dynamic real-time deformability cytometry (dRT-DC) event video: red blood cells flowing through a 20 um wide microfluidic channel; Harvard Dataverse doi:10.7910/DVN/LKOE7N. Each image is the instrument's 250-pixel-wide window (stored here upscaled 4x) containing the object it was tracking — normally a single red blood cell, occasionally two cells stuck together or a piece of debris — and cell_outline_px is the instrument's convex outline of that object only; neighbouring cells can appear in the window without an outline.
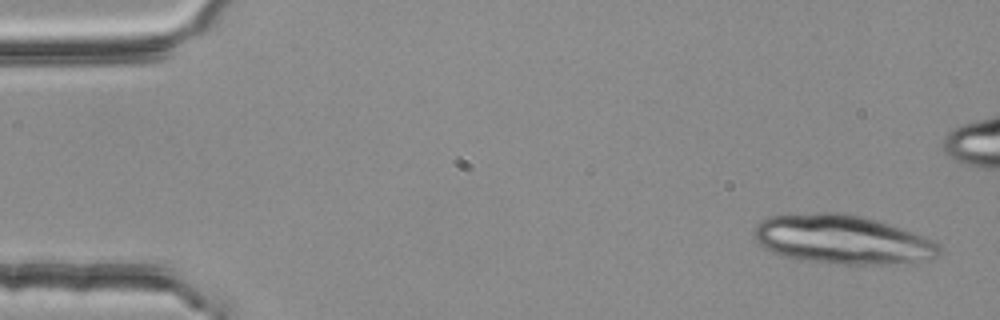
{"species": "common noctule bat (a hibernating species)", "species_latin": "Nyctalus noctula", "temperature_condition": "room temperature", "stored_images_in_passage": 4, "camera_frame_rate_fps": 3000, "um_per_image_px": 0.085, "animal": {"sex": "female", "body_mass_g": 25.1}, "frame": {"image": 1, "passage_image": 1, "time_ms": 0.0, "image_size_px": [1000, 320], "cell_outline_px": [[940, 252], [936, 256], [896, 264], [844, 264], [780, 256], [772, 252], [760, 244], [756, 240], [752, 232], [760, 220], [768, 216], [824, 212], [840, 212], [860, 216], [876, 220], [936, 240], [940, 244]], "centroid_in_image_um": [71.57, 20.34], "position_along_channel_um": 13.4, "area_um2": 52.31}}